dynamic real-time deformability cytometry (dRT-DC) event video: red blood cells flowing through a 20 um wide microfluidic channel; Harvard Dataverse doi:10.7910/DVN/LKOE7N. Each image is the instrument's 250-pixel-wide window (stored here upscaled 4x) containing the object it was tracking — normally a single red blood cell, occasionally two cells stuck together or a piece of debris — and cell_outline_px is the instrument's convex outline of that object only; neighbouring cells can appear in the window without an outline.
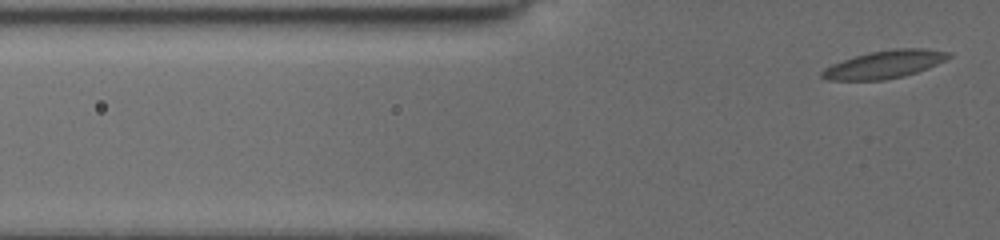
{"species": "common noctule bat (a hibernating species)", "species_latin": "Nyctalus noctula", "temperature_condition": "cold", "stored_images_in_passage": 3, "camera_frame_rate_fps": 3000, "um_per_image_px": 0.085, "animal": {"sex": "female", "body_mass_g": 19.5, "forearm_length_mm": 54.1}, "frame": {"image": 1, "passage_image": 3, "time_ms": 2.0, "image_size_px": [1000, 240], "cell_outline_px": [[952, 56], [928, 68], [904, 76], [884, 80], [828, 80], [820, 76], [820, 72], [824, 68], [832, 64], [856, 56], [872, 52], [892, 48], [928, 48], [948, 52]], "centroid_in_image_um": [75.18, 5.47], "position_along_channel_um": 50.6, "area_um2": 20.4}}